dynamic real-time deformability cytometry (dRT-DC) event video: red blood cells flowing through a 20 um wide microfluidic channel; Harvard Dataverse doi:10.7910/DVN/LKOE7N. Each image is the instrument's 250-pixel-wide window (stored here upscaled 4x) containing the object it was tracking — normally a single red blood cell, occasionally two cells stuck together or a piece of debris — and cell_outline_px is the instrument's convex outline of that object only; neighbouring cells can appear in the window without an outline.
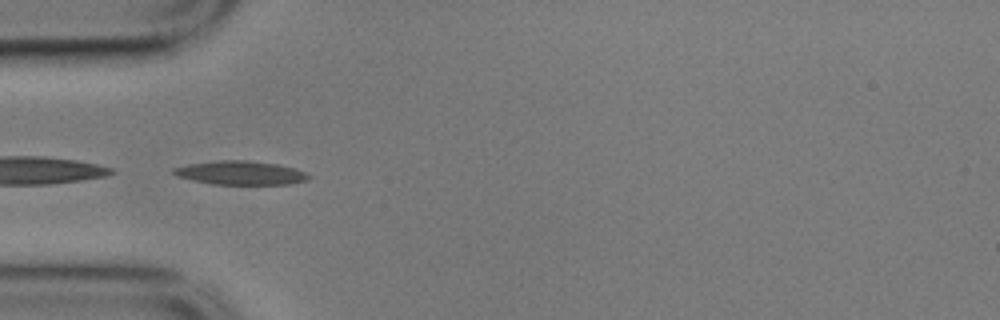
{"species": "common noctule bat (a hibernating species)", "species_latin": "Nyctalus noctula", "temperature_condition": "cold", "stored_images_in_passage": 39, "camera_frame_rate_fps": 3000, "um_per_image_px": 0.085, "animal": {"sex": "male", "body_mass_g": 17.9}, "frame": {"image": 1, "passage_image": 1, "time_ms": 0.0, "image_size_px": [1000, 320], "cell_outline_px": [[312, 176], [308, 180], [288, 184], [212, 184], [192, 180], [176, 176], [172, 172], [172, 168], [188, 164], [220, 160], [248, 160], [276, 164], [292, 168], [304, 172]], "centroid_in_image_um": [20.41, 14.69], "position_along_channel_um": 64.6, "area_um2": 18.61}}
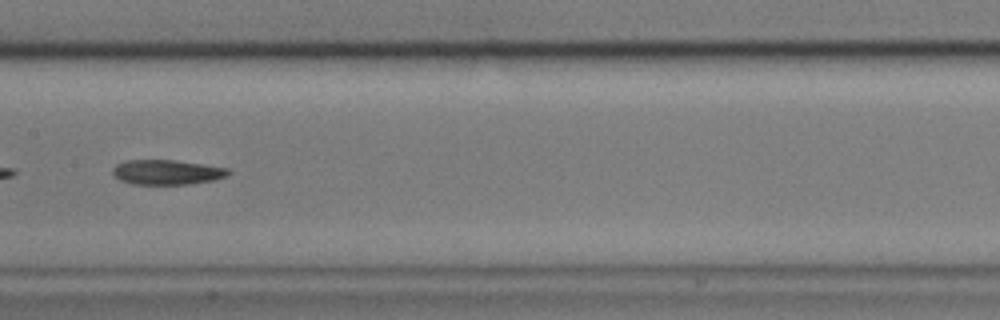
{"frame": {"image": 2, "passage_image": 12, "time_ms": 3.667, "image_size_px": [1000, 320], "cell_outline_px": [[232, 172], [228, 176], [212, 180], [188, 184], [132, 184], [120, 180], [112, 172], [112, 168], [116, 164], [124, 160], [176, 160], [204, 164], [228, 168]], "centroid_in_image_um": [14.19, 14.63], "position_along_channel_um": 193.2, "area_um2": 16.82}}